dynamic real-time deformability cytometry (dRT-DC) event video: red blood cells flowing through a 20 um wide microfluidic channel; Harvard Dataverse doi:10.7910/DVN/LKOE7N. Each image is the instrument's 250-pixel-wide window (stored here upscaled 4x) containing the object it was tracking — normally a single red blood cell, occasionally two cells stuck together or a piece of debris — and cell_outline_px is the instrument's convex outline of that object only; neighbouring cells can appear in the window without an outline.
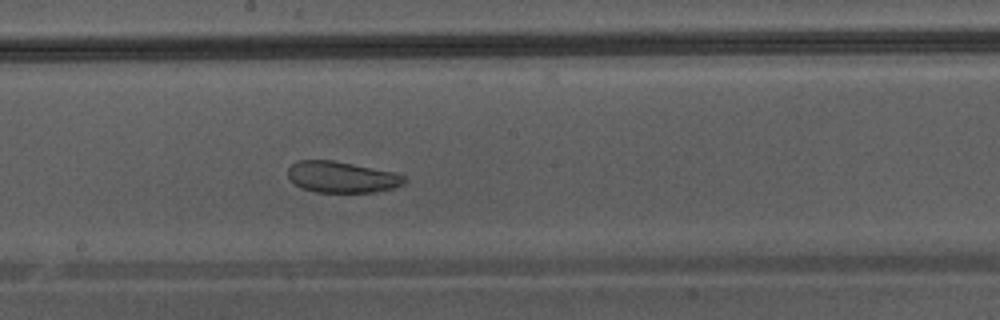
{"species": "Egyptian fruit bat (a non-hibernating species)", "species_latin": "Rousettus aegyptiacus", "temperature_condition": "warm", "stored_images_in_passage": 49, "camera_frame_rate_fps": 3000, "um_per_image_px": 0.085, "animal": {"sex": "male"}, "frame": {"image": 1, "passage_image": 28, "time_ms": 9.0, "image_size_px": [1000, 320], "cell_outline_px": [[408, 180], [404, 184], [396, 188], [376, 192], [316, 192], [304, 188], [296, 184], [288, 176], [288, 168], [296, 160], [332, 160], [396, 172], [404, 176]], "centroid_in_image_um": [29.11, 15.05], "position_along_channel_um": 219.1, "area_um2": 21.27}}